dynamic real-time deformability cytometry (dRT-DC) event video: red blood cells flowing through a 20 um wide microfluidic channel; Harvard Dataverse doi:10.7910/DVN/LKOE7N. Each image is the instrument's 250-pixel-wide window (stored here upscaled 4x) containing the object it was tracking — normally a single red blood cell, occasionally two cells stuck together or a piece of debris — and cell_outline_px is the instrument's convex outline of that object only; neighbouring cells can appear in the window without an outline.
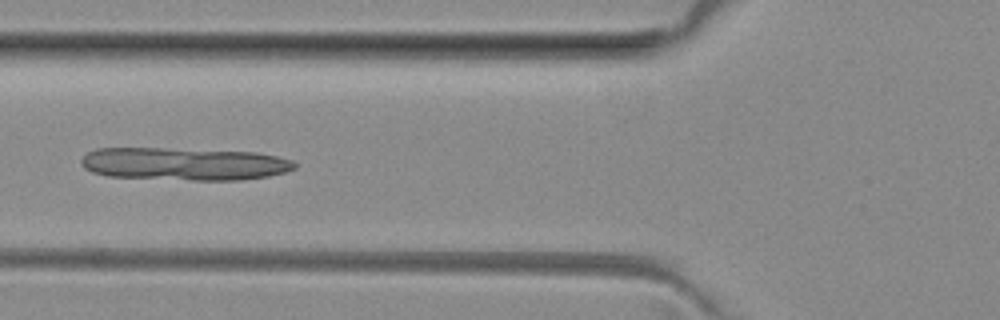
{"species": "common noctule bat (a hibernating species)", "species_latin": "Nyctalus noctula", "temperature_condition": "room temperature", "stored_images_in_passage": 37, "camera_frame_rate_fps": 3000, "um_per_image_px": 0.085, "animal": {"sex": "female", "body_mass_g": 29.2, "forearm_length_mm": 56.3}, "frame": {"image": 1, "passage_image": 10, "time_ms": 3.0, "image_size_px": [1000, 320], "cell_outline_px": [[296, 168], [284, 172], [268, 176], [240, 180], [192, 180], [108, 176], [92, 172], [84, 168], [80, 164], [80, 160], [88, 152], [96, 148], [164, 148], [256, 152], [276, 156], [292, 160], [296, 164]], "centroid_in_image_um": [15.63, 13.93], "position_along_channel_um": 110.2, "area_um2": 40.75}}
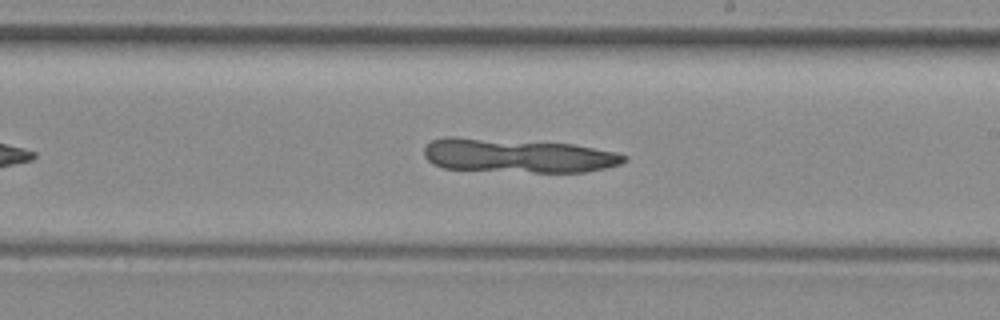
{"frame": {"image": 2, "passage_image": 20, "time_ms": 6.333, "image_size_px": [1000, 320], "cell_outline_px": [[628, 160], [620, 164], [588, 172], [532, 172], [444, 168], [432, 164], [424, 156], [424, 148], [432, 140], [444, 136], [456, 136], [572, 144], [616, 152], [628, 156]], "centroid_in_image_um": [43.99, 13.22], "position_along_channel_um": 245.0, "area_um2": 39.71}}
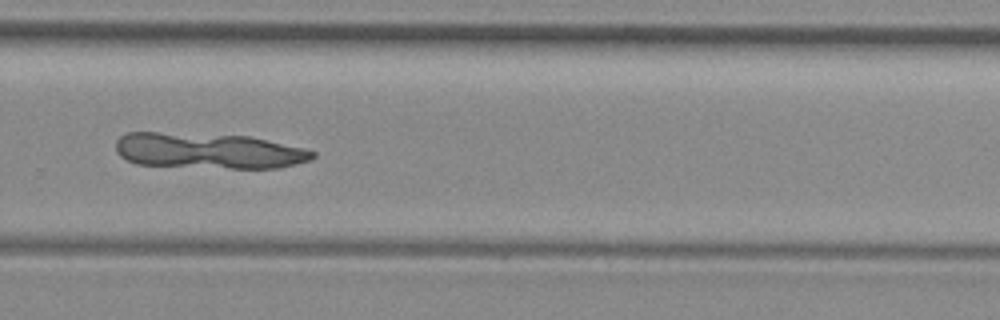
{"frame": {"image": 3, "passage_image": 25, "time_ms": 8.0, "image_size_px": [1000, 320], "cell_outline_px": [[316, 156], [308, 160], [280, 168], [228, 168], [136, 164], [120, 156], [116, 152], [116, 140], [120, 136], [128, 132], [156, 132], [248, 136], [304, 148], [316, 152]], "centroid_in_image_um": [17.69, 12.82], "position_along_channel_um": 312.1, "area_um2": 40.75}}